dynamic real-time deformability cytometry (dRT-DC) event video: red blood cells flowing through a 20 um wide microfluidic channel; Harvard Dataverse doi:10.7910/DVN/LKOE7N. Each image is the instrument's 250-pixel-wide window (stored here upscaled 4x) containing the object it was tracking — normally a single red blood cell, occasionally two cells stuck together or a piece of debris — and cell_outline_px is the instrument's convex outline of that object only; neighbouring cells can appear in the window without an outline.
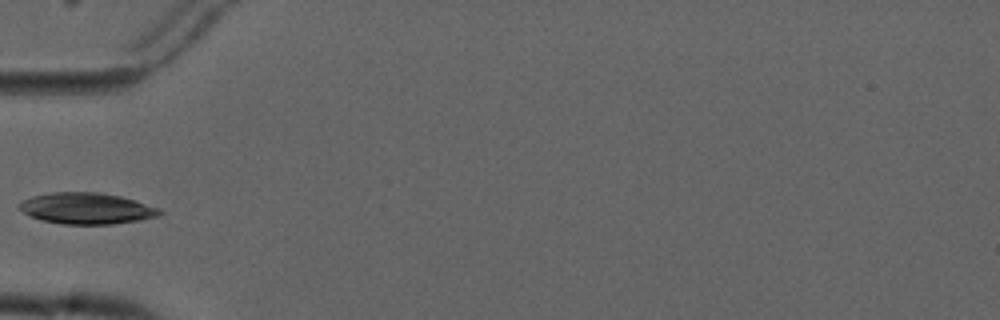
{"species": "common noctule bat (a hibernating species)", "species_latin": "Nyctalus noctula", "temperature_condition": "cold", "stored_images_in_passage": 4, "camera_frame_rate_fps": 3000, "um_per_image_px": 0.085, "animal": {"sex": "male", "forearm_length_mm": 52.5}, "frame": {"image": 1, "passage_image": 4, "time_ms": 3.667, "image_size_px": [1000, 320], "cell_outline_px": [[164, 212], [160, 216], [140, 220], [112, 224], [64, 224], [44, 220], [32, 216], [24, 212], [20, 208], [20, 204], [24, 200], [32, 196], [52, 192], [96, 192], [120, 196], [160, 208]], "centroid_in_image_um": [7.43, 17.71], "position_along_channel_um": 77.6, "area_um2": 25.26}}